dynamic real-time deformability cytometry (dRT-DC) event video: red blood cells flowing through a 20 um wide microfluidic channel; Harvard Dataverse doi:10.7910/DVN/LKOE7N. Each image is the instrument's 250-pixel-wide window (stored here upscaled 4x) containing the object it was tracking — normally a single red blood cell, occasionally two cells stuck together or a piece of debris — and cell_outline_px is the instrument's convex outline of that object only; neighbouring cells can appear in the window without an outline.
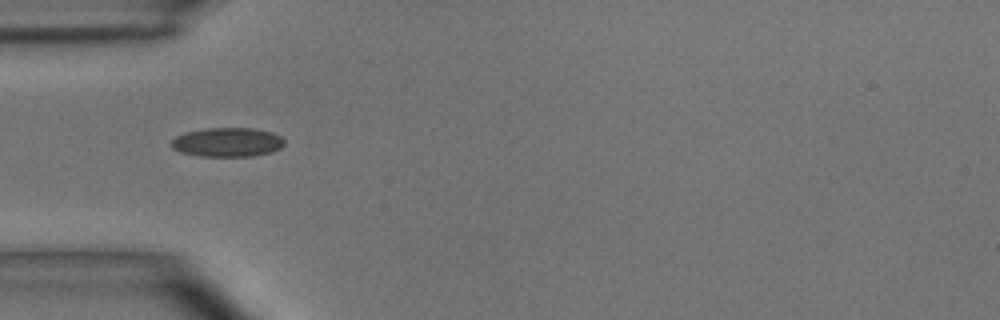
{"species": "common noctule bat (a hibernating species)", "species_latin": "Nyctalus noctula", "temperature_condition": "room temperature", "stored_images_in_passage": 39, "camera_frame_rate_fps": 3000, "um_per_image_px": 0.085, "animal": {"sex": "male", "body_mass_g": 15.6}, "frame": {"image": 1, "passage_image": 1, "time_ms": 0.0, "image_size_px": [1000, 320], "cell_outline_px": [[284, 144], [280, 148], [272, 152], [252, 156], [200, 156], [180, 152], [172, 148], [172, 140], [176, 136], [188, 132], [204, 128], [252, 128], [272, 132], [280, 136], [284, 140]], "centroid_in_image_um": [19.34, 12.09], "position_along_channel_um": 65.7, "area_um2": 19.13}}
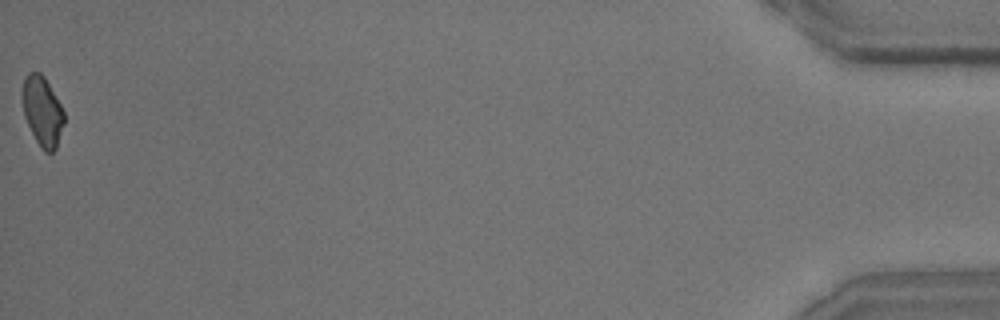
{"frame": {"image": 2, "passage_image": 39, "time_ms": 12.667, "image_size_px": [1000, 320], "cell_outline_px": [[64, 124], [56, 148], [52, 152], [44, 152], [36, 140], [24, 116], [20, 100], [20, 92], [24, 76], [28, 72], [40, 72], [44, 76], [60, 104], [64, 112]], "centroid_in_image_um": [3.56, 9.41], "position_along_channel_um": 431.6, "area_um2": 17.17}, "authors_computed_cell_mechanics": {"area_um2": 18.0914, "velocity_mm_per_s": 3.6468, "shape_relaxation_time_tau1_ms": 5.1259, "shape_relaxation_time_tau2_ms": 2.9807, "deformation_change_tau1": 0.1118, "deformation_change_tau2": 0.0844}}